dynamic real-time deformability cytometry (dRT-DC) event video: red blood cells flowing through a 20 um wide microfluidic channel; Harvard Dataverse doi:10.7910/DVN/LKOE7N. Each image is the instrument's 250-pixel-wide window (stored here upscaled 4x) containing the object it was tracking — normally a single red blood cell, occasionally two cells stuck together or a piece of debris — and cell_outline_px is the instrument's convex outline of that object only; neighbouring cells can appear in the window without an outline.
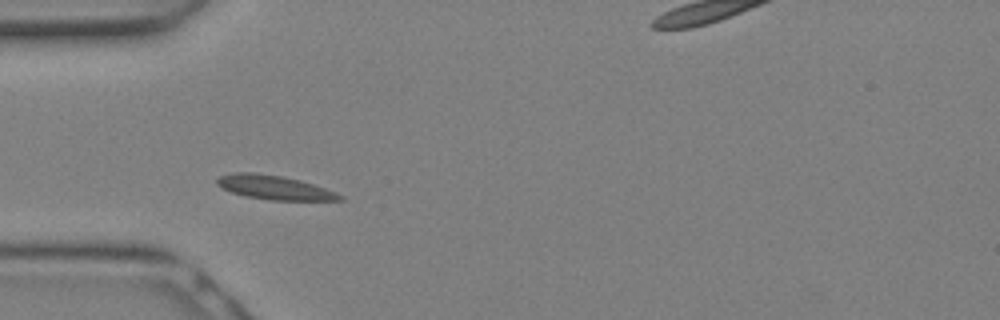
{"species": "Egyptian fruit bat (a non-hibernating species)", "species_latin": "Rousettus aegyptiacus", "temperature_condition": "warm", "stored_images_in_passage": 8, "camera_frame_rate_fps": 3000, "um_per_image_px": 0.085, "animal": {"sex": "female"}, "frame": {"image": 1, "passage_image": 1, "time_ms": 0.0, "image_size_px": [1000, 320], "cell_outline_px": [[344, 200], [272, 200], [244, 196], [220, 188], [216, 184], [216, 180], [220, 176], [232, 172], [252, 172], [280, 176], [300, 180], [336, 192], [344, 196]], "centroid_in_image_um": [23.28, 15.93], "position_along_channel_um": 61.7, "area_um2": 17.17}}
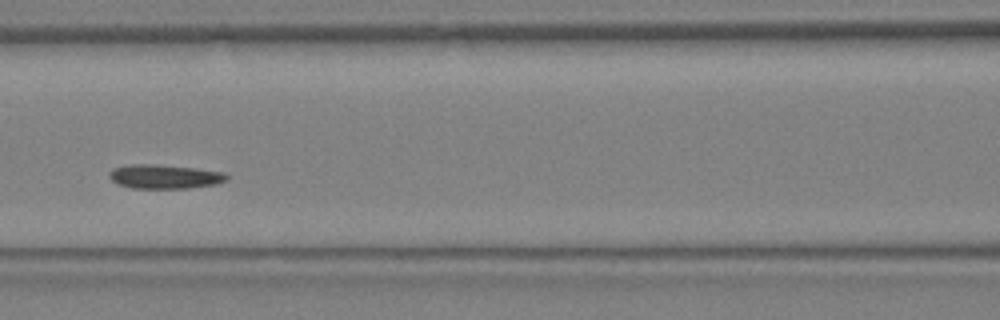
{"frame": {"image": 2, "passage_image": 5, "time_ms": 1.333, "image_size_px": [1000, 320], "cell_outline_px": [[228, 176], [224, 180], [216, 184], [188, 188], [132, 188], [116, 184], [108, 176], [108, 172], [112, 168], [132, 164], [156, 164], [196, 168], [224, 172]], "centroid_in_image_um": [13.93, 15.0], "position_along_channel_um": 152.7, "area_um2": 16.53}}
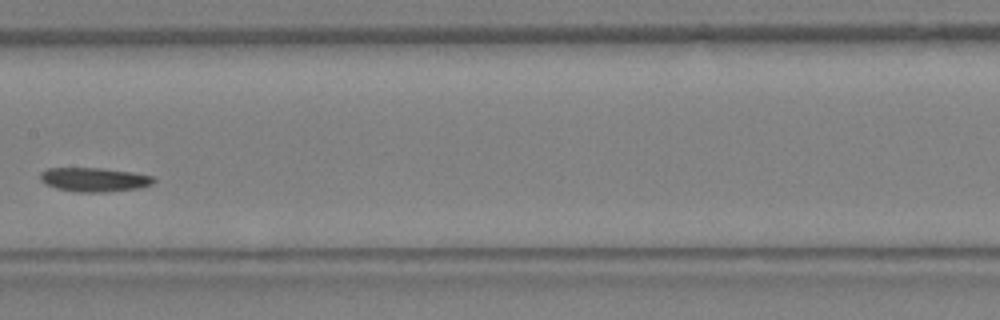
{"frame": {"image": 3, "passage_image": 7, "time_ms": 2.0, "image_size_px": [1000, 320], "cell_outline_px": [[156, 180], [152, 184], [136, 188], [104, 192], [80, 192], [56, 188], [44, 184], [40, 180], [40, 172], [48, 168], [100, 168], [132, 172], [152, 176]], "centroid_in_image_um": [7.96, 15.26], "position_along_channel_um": 199.4, "area_um2": 15.78}}